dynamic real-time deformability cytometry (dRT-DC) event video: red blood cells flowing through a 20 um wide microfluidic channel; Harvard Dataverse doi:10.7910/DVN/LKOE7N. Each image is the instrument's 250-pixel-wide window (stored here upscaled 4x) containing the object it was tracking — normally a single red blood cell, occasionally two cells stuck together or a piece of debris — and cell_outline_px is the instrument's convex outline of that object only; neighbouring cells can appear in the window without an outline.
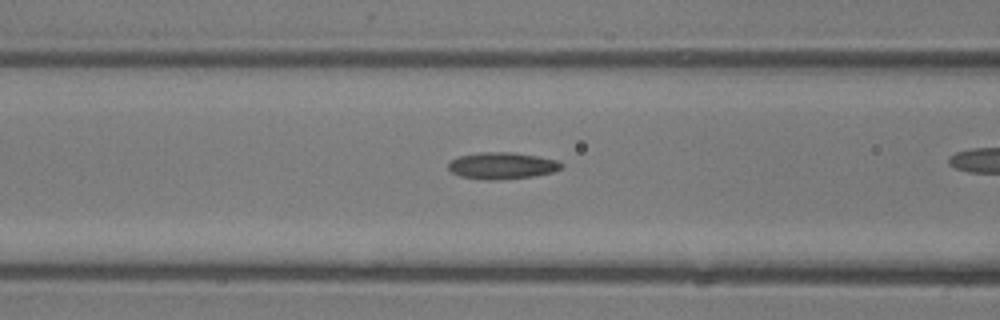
{"species": "common noctule bat (a hibernating species)", "species_latin": "Nyctalus noctula", "temperature_condition": "room temperature", "stored_images_in_passage": 24, "camera_frame_rate_fps": 3000, "um_per_image_px": 0.085, "animal": {"sex": "male", "body_mass_g": 13.3}, "frame": {"image": 1, "passage_image": 8, "time_ms": 2.333, "image_size_px": [1000, 320], "cell_outline_px": [[564, 164], [560, 168], [552, 172], [532, 176], [500, 180], [484, 180], [460, 176], [452, 172], [448, 168], [448, 164], [452, 160], [460, 156], [480, 152], [512, 152], [540, 156], [556, 160]], "centroid_in_image_um": [42.67, 14.08], "position_along_channel_um": 123.9, "area_um2": 17.57}}